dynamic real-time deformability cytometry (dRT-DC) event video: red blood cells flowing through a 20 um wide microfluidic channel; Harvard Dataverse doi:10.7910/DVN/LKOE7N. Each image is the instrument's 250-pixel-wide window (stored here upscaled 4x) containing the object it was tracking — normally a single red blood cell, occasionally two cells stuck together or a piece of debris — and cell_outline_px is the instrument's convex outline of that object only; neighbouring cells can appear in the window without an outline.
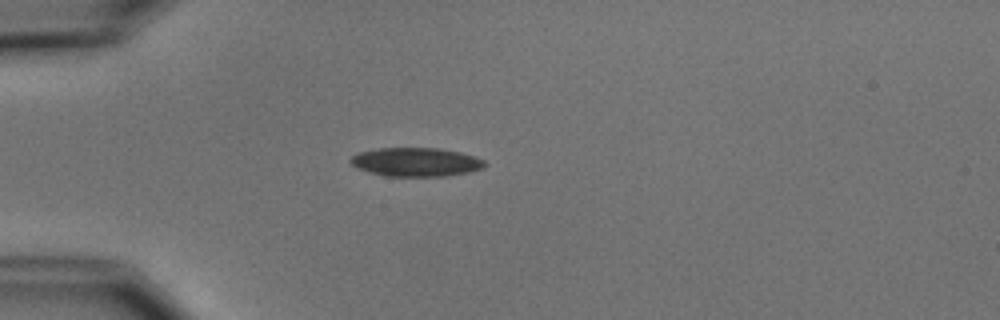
{"species": "common noctule bat (a hibernating species)", "species_latin": "Nyctalus noctula", "temperature_condition": "cold", "stored_images_in_passage": 39, "camera_frame_rate_fps": 3000, "um_per_image_px": 0.085, "animal": {"sex": "male", "body_mass_g": 15.6}, "frame": {"image": 1, "passage_image": 1, "time_ms": 0.0, "image_size_px": [1000, 320], "cell_outline_px": [[488, 164], [484, 168], [468, 172], [444, 176], [384, 176], [368, 172], [356, 168], [348, 160], [352, 156], [360, 152], [380, 148], [436, 148], [460, 152], [484, 160]], "centroid_in_image_um": [35.34, 13.78], "position_along_channel_um": 49.7, "area_um2": 22.48}}
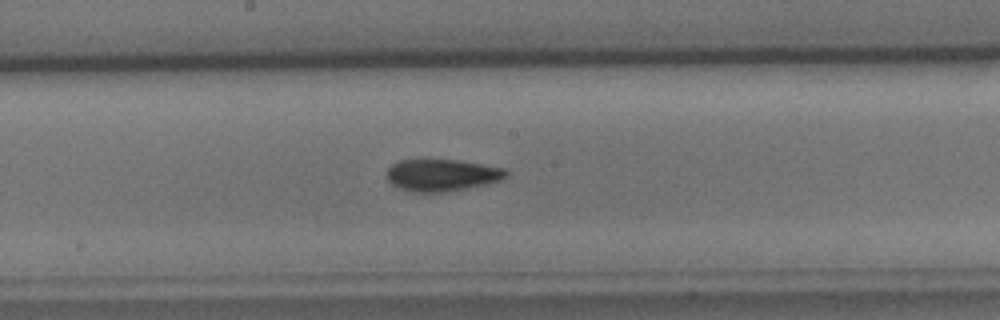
{"frame": {"image": 2, "passage_image": 15, "time_ms": 4.667, "image_size_px": [1000, 320], "cell_outline_px": [[508, 176], [500, 180], [488, 184], [444, 192], [408, 192], [392, 184], [384, 176], [388, 168], [392, 164], [400, 160], [420, 156], [460, 160], [504, 168], [508, 172]], "centroid_in_image_um": [37.5, 14.83], "position_along_channel_um": 210.7, "area_um2": 23.24}}
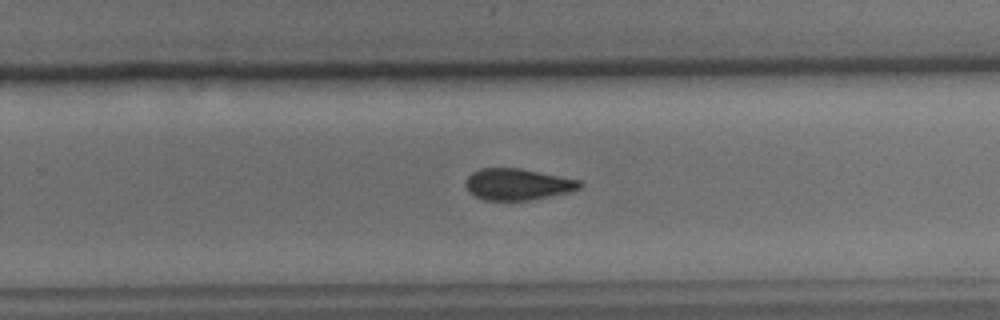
{"frame": {"image": 3, "passage_image": 21, "time_ms": 6.667, "image_size_px": [1000, 320], "cell_outline_px": [[584, 184], [580, 188], [568, 192], [528, 200], [484, 200], [468, 192], [464, 184], [468, 176], [472, 172], [480, 168], [520, 168], [580, 180]], "centroid_in_image_um": [43.97, 15.66], "position_along_channel_um": 285.8, "area_um2": 20.87}, "authors_computed_cell_mechanics": {"area_um2": 22.0218, "velocity_mm_per_s": 3.7706, "shape_relaxation_time_tau1_ms": 3.0599, "shape_relaxation_time_tau2_ms": 10.5732, "deformation_change_tau1": 0.1125, "deformation_change_tau2": 0.1686}}